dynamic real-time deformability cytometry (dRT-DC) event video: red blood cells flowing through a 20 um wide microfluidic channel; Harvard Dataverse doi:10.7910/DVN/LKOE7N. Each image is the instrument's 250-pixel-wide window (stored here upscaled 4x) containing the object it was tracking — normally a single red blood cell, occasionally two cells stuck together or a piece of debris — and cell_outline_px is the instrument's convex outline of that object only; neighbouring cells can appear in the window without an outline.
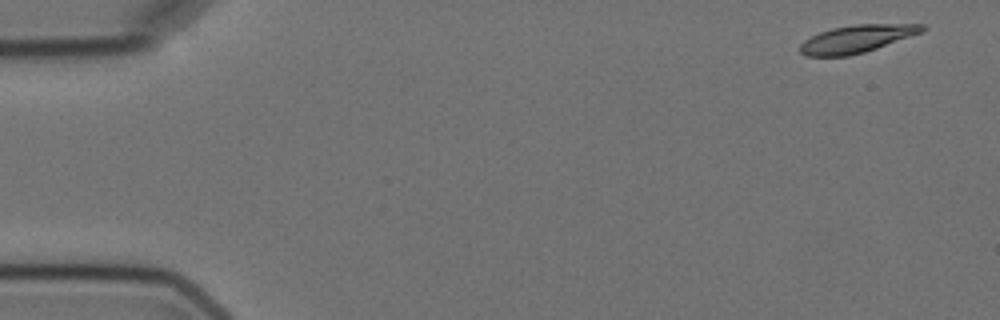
{"species": "Egyptian fruit bat (a non-hibernating species)", "species_latin": "Rousettus aegyptiacus", "temperature_condition": "cold", "stored_images_in_passage": 5, "camera_frame_rate_fps": 3000, "um_per_image_px": 0.085, "animal": {"sex": "female"}, "frame": {"image": 1, "passage_image": 1, "time_ms": 0.0, "image_size_px": [1000, 320], "cell_outline_px": [[928, 28], [924, 32], [864, 52], [848, 56], [804, 56], [800, 52], [800, 44], [804, 40], [820, 32], [832, 28], [852, 24], [924, 24]], "centroid_in_image_um": [72.85, 3.29], "position_along_channel_um": 12.2, "area_um2": 19.71}}
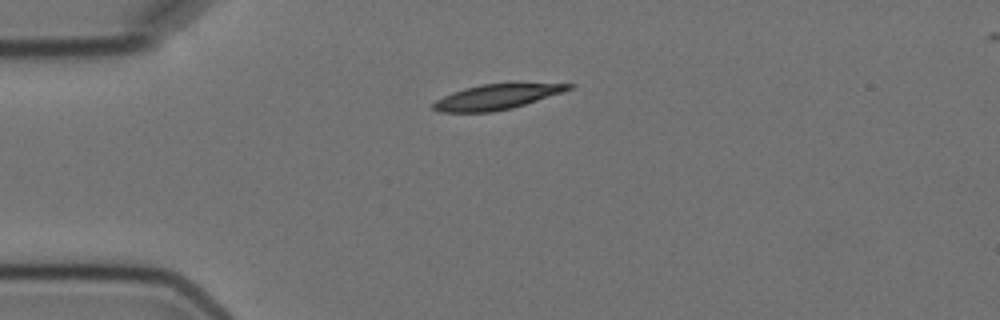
{"frame": {"image": 2, "passage_image": 4, "time_ms": 3.667, "image_size_px": [1000, 320], "cell_outline_px": [[576, 84], [572, 88], [564, 92], [512, 108], [492, 112], [440, 112], [432, 108], [432, 104], [436, 100], [452, 92], [464, 88], [480, 84], [516, 80]], "centroid_in_image_um": [42.33, 8.16], "position_along_channel_um": 42.7, "area_um2": 20.92}}